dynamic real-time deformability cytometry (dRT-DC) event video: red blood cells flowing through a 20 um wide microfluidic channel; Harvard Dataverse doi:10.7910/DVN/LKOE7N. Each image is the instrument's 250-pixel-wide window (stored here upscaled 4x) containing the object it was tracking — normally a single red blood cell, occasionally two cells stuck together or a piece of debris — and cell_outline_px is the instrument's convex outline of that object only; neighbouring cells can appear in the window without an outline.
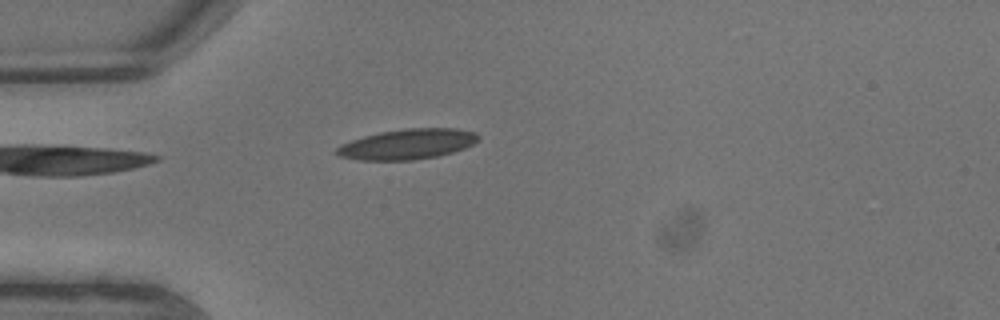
{"species": "common noctule bat (a hibernating species)", "species_latin": "Nyctalus noctula", "temperature_condition": "warm", "stored_images_in_passage": 5, "camera_frame_rate_fps": 3000, "um_per_image_px": 0.085, "animal": {"sex": "male", "body_mass_g": 13.3}, "frame": {"image": 1, "passage_image": 5, "time_ms": 1.333, "image_size_px": [1000, 320], "cell_outline_px": [[480, 140], [464, 148], [452, 152], [436, 156], [412, 160], [356, 160], [340, 156], [336, 152], [336, 148], [340, 144], [364, 136], [380, 132], [404, 128], [456, 128], [476, 132], [480, 136]], "centroid_in_image_um": [34.64, 12.24], "position_along_channel_um": 50.4, "area_um2": 25.03}}